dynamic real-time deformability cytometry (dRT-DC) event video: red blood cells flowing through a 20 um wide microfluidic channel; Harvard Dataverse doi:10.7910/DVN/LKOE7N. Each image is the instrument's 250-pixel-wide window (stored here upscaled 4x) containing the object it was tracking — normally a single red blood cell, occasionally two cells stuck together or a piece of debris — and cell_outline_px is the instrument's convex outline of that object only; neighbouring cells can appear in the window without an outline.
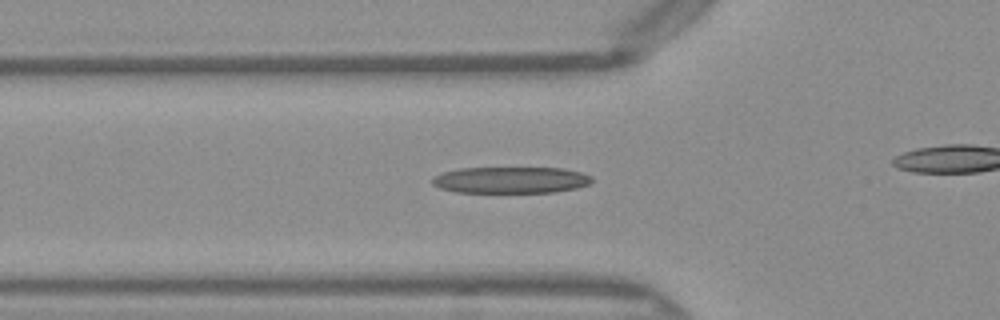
{"species": "Egyptian fruit bat (a non-hibernating species)", "species_latin": "Rousettus aegyptiacus", "temperature_condition": "warm", "stored_images_in_passage": 31, "camera_frame_rate_fps": 3000, "um_per_image_px": 0.085, "frame": {"image": 1, "passage_image": 8, "time_ms": 2.333, "image_size_px": [1000, 320], "cell_outline_px": [[592, 184], [576, 188], [556, 192], [456, 192], [440, 188], [432, 184], [432, 180], [436, 176], [444, 172], [460, 168], [564, 168], [580, 172], [592, 176]], "centroid_in_image_um": [43.46, 15.3], "position_along_channel_um": 82.3, "area_um2": 24.57}}
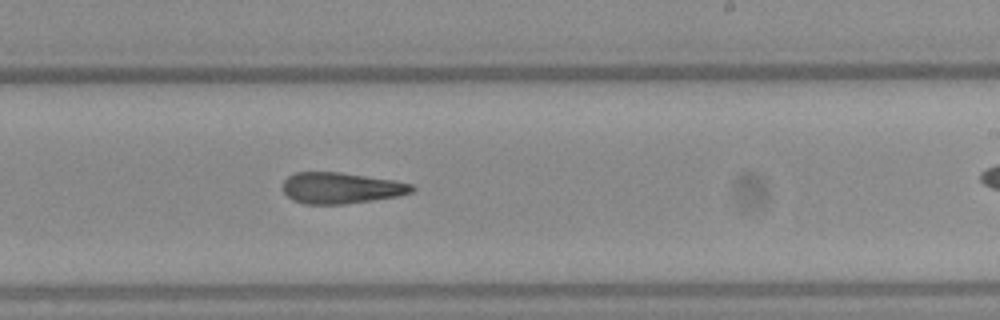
{"frame": {"image": 2, "passage_image": 21, "time_ms": 6.667, "image_size_px": [1000, 320], "cell_outline_px": [[416, 188], [412, 192], [396, 196], [372, 200], [344, 204], [304, 204], [292, 200], [284, 192], [284, 180], [288, 176], [296, 172], [340, 172], [396, 180], [412, 184]], "centroid_in_image_um": [29.0, 15.97], "position_along_channel_um": 260.0, "area_um2": 23.41}}
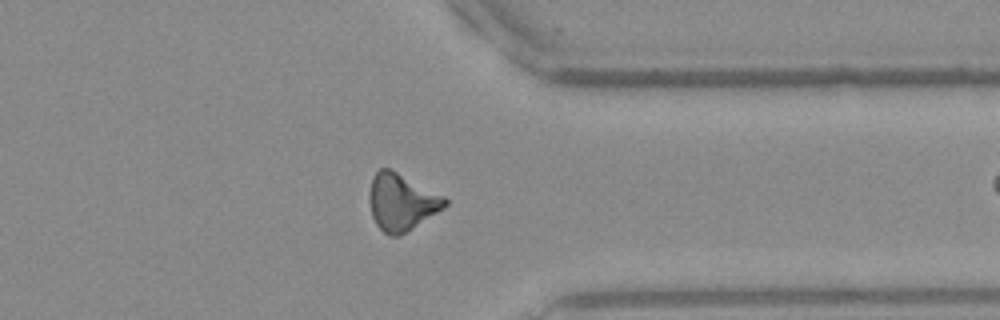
{"frame": {"image": 3, "passage_image": 30, "time_ms": 9.667, "image_size_px": [1000, 320], "cell_outline_px": [[448, 204], [444, 208], [400, 236], [388, 236], [376, 224], [372, 216], [368, 200], [368, 192], [372, 176], [380, 168], [388, 168], [444, 196], [448, 200]], "centroid_in_image_um": [34.09, 17.19], "position_along_channel_um": 377.3, "area_um2": 24.97}}